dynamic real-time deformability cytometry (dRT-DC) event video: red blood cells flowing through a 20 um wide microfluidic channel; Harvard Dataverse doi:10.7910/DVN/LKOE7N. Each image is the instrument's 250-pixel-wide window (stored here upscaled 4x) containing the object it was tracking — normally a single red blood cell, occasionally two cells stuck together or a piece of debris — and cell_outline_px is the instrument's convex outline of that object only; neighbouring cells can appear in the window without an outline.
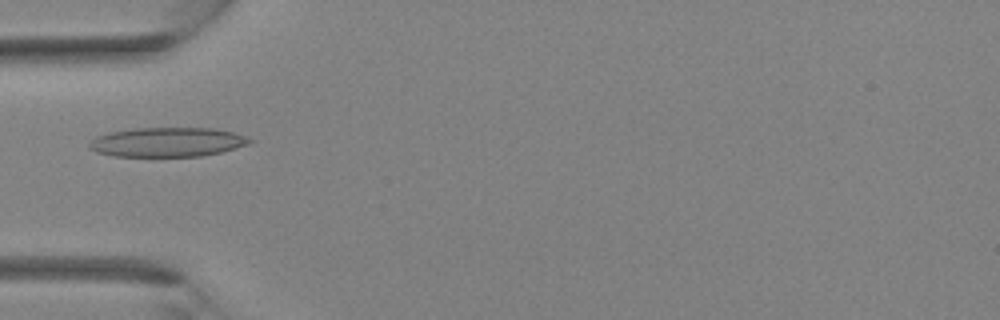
{"species": "Egyptian fruit bat (a non-hibernating species)", "species_latin": "Rousettus aegyptiacus", "temperature_condition": "room temperature", "stored_images_in_passage": 37, "camera_frame_rate_fps": 3000, "um_per_image_px": 0.085, "animal": {"sex": "female"}, "frame": {"image": 1, "passage_image": 12, "time_ms": 3.667, "image_size_px": [1000, 320], "cell_outline_px": [[252, 140], [248, 144], [220, 152], [200, 156], [112, 156], [96, 152], [88, 148], [88, 144], [96, 136], [108, 132], [132, 128], [212, 128], [232, 132], [244, 136]], "centroid_in_image_um": [14.15, 12.07], "position_along_channel_um": 70.9, "area_um2": 27.34}}
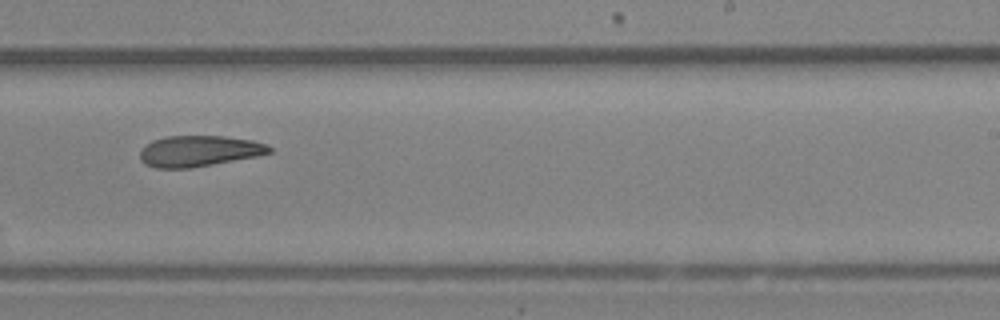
{"frame": {"image": 2, "passage_image": 23, "time_ms": 7.333, "image_size_px": [1000, 320], "cell_outline_px": [[272, 152], [256, 156], [192, 168], [156, 168], [144, 164], [140, 160], [140, 152], [152, 140], [164, 136], [224, 136], [252, 140], [268, 144], [272, 148]], "centroid_in_image_um": [16.92, 12.84], "position_along_channel_um": 272.1, "area_um2": 23.35}}
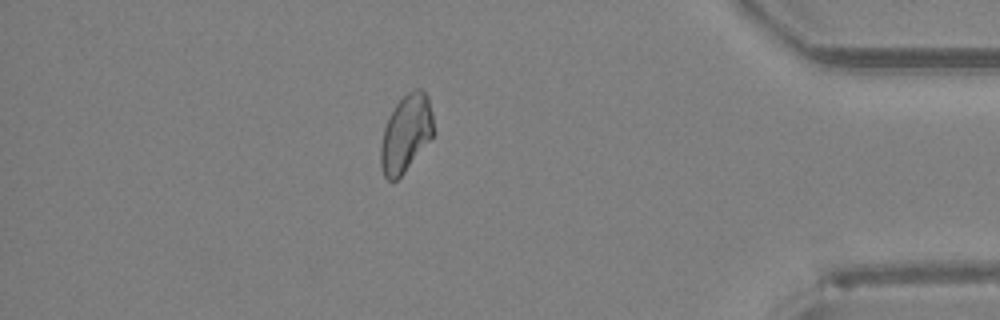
{"frame": {"image": 3, "passage_image": 32, "time_ms": 10.333, "image_size_px": [1000, 320], "cell_outline_px": [[432, 136], [404, 172], [396, 180], [388, 180], [384, 176], [380, 164], [380, 148], [384, 128], [388, 116], [396, 104], [408, 92], [416, 88], [420, 88], [428, 96], [432, 112]], "centroid_in_image_um": [34.47, 11.33], "position_along_channel_um": 400.7, "area_um2": 23.35}}